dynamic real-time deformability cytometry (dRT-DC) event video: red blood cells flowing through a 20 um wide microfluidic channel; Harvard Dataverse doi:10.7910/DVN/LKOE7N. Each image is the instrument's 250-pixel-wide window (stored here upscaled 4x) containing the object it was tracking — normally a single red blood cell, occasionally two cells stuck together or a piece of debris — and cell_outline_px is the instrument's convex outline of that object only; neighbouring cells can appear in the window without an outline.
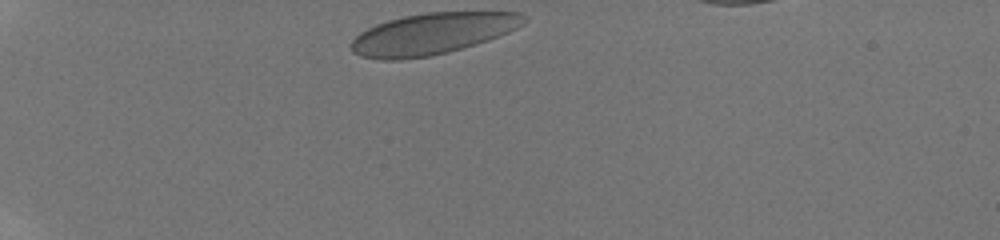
{"species": "human", "species_latin": "Homo sapiens", "temperature_condition": "room temperature", "stored_images_in_passage": 39, "camera_frame_rate_fps": 3000, "um_per_image_px": 0.085, "donor": {"sex": "male"}, "frame": {"image": 1, "passage_image": 1, "time_ms": 0.0, "image_size_px": [1000, 240], "cell_outline_px": [[528, 20], [524, 24], [500, 36], [476, 44], [448, 52], [428, 56], [400, 60], [380, 60], [360, 56], [352, 52], [352, 40], [360, 32], [376, 24], [388, 20], [404, 16], [428, 12], [520, 12], [528, 16]], "centroid_in_image_um": [36.77, 2.86], "position_along_channel_um": 48.2, "area_um2": 41.67}}
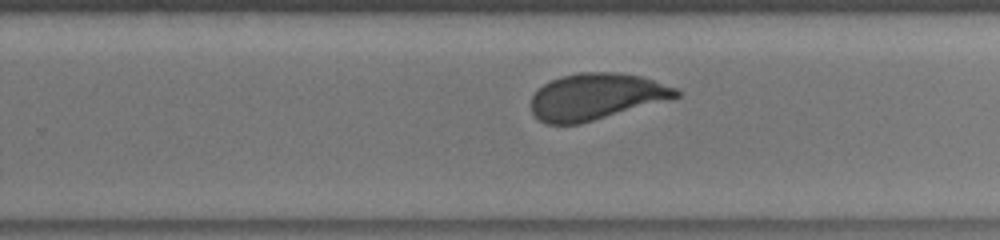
{"frame": {"image": 2, "passage_image": 25, "time_ms": 7.0, "image_size_px": [1000, 240], "cell_outline_px": [[680, 96], [668, 100], [580, 124], [544, 124], [532, 112], [532, 96], [544, 84], [552, 80], [564, 76], [580, 72], [616, 72], [640, 76], [676, 88], [680, 92]], "centroid_in_image_um": [50.67, 8.22], "position_along_channel_um": 279.1, "area_um2": 38.84}}
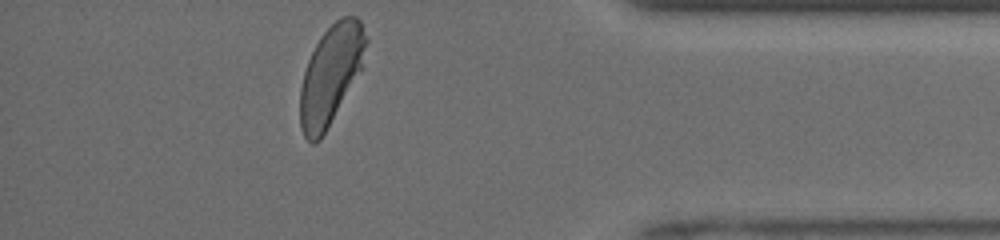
{"frame": {"image": 3, "passage_image": 39, "time_ms": 10.667, "image_size_px": [1000, 240], "cell_outline_px": [[368, 40], [360, 68], [320, 140], [312, 144], [304, 136], [300, 124], [300, 88], [304, 72], [308, 60], [320, 36], [340, 16], [356, 16], [360, 20]], "centroid_in_image_um": [28.08, 6.32], "position_along_channel_um": 407.1, "area_um2": 36.99}, "authors_computed_cell_mechanics": {"area_um2": 40.5756, "velocity_mm_per_s": 4.0584, "shape_relaxation_time_tau1_ms": 3.5657, "shape_relaxation_time_tau2_ms": null, "deformation_change_tau1": 0.1159, "deformation_change_tau2": null}}